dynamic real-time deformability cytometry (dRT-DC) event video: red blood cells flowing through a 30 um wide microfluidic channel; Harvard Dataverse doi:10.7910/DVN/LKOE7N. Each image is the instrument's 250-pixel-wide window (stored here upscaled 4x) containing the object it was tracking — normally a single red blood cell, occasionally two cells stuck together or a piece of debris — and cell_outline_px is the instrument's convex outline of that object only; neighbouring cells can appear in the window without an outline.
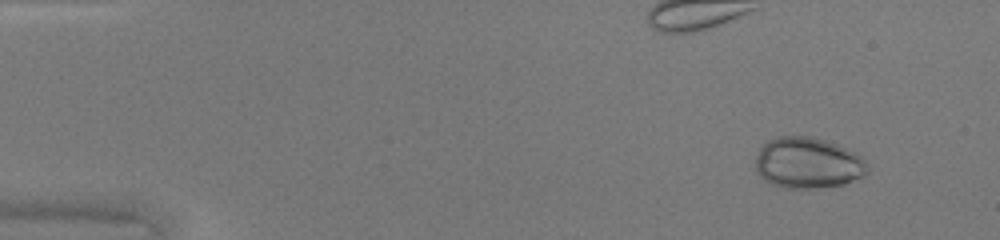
{"species": "common noctule bat (a hibernating species)", "species_latin": "Nyctalus noctula", "temperature_condition": "warm", "stored_images_in_passage": 48, "camera_frame_rate_fps": 3000, "um_per_image_px": 0.085, "animal": {"sex": "female", "body_mass_g": 20.0, "forearm_length_mm": 54.0}, "frame": {"image": 1, "passage_image": 5, "time_ms": 1.333, "image_size_px": [1000, 240], "cell_outline_px": [[868, 172], [864, 176], [844, 184], [812, 188], [784, 188], [772, 184], [764, 180], [756, 172], [756, 156], [760, 148], [768, 140], [780, 136], [812, 136], [828, 140], [856, 152], [864, 160], [868, 168]], "centroid_in_image_um": [68.67, 13.84], "position_along_channel_um": 16.3, "area_um2": 33.52}}
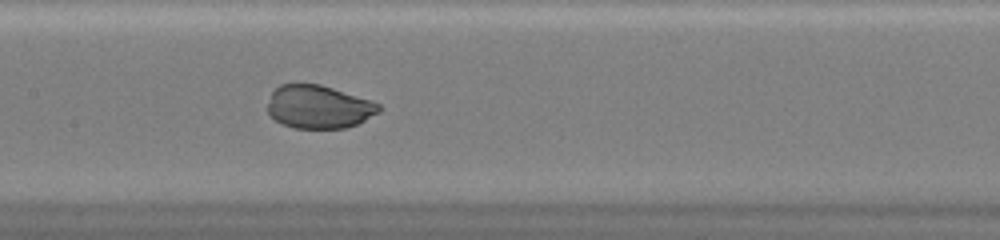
{"frame": {"image": 2, "passage_image": 25, "time_ms": 8.0, "image_size_px": [1000, 240], "cell_outline_px": [[384, 108], [380, 112], [356, 124], [344, 128], [296, 128], [284, 124], [276, 120], [268, 112], [268, 104], [272, 92], [280, 84], [320, 84], [372, 100], [380, 104]], "centroid_in_image_um": [27.13, 9.07], "position_along_channel_um": 180.3, "area_um2": 27.92}}
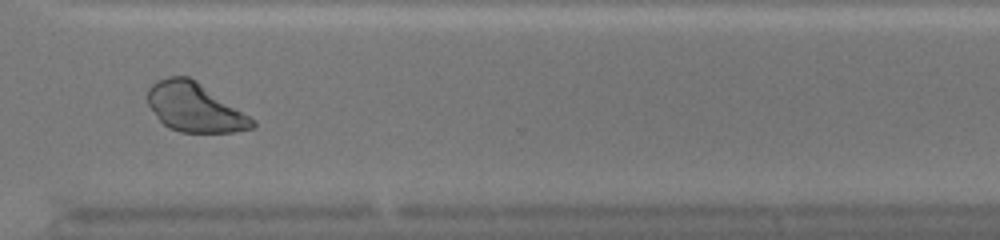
{"frame": {"image": 3, "passage_image": 37, "time_ms": 12.0, "image_size_px": [1000, 240], "cell_outline_px": [[256, 128], [232, 132], [180, 132], [168, 128], [156, 116], [148, 104], [148, 88], [152, 84], [168, 76], [188, 76], [196, 80], [256, 120]], "centroid_in_image_um": [16.57, 9.14], "position_along_channel_um": 354.0, "area_um2": 29.77}}